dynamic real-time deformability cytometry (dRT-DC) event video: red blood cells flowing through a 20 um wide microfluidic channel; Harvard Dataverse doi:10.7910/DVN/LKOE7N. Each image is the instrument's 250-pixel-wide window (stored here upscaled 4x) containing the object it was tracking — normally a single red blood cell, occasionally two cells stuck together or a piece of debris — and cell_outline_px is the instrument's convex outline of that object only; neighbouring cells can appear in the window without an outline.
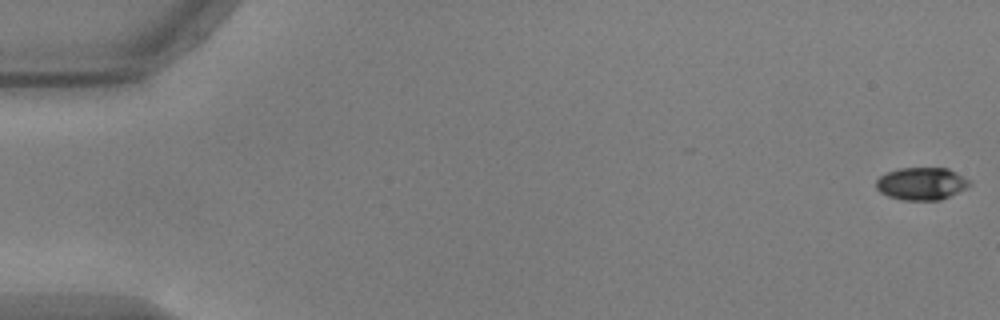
{"species": "common noctule bat (a hibernating species)", "species_latin": "Nyctalus noctula", "temperature_condition": "warm", "stored_images_in_passage": 8, "camera_frame_rate_fps": 3000, "um_per_image_px": 0.085, "animal": {"sex": "male", "body_mass_g": 17.9, "forearm_length_mm": 54.2}, "frame": {"image": 1, "passage_image": 1, "time_ms": 0.0, "image_size_px": [1000, 320], "cell_outline_px": [[972, 184], [968, 188], [940, 200], [900, 200], [888, 196], [880, 192], [876, 188], [876, 180], [880, 176], [888, 172], [900, 168], [948, 168], [972, 180]], "centroid_in_image_um": [78.37, 15.61], "position_along_channel_um": 6.6, "area_um2": 17.92}}